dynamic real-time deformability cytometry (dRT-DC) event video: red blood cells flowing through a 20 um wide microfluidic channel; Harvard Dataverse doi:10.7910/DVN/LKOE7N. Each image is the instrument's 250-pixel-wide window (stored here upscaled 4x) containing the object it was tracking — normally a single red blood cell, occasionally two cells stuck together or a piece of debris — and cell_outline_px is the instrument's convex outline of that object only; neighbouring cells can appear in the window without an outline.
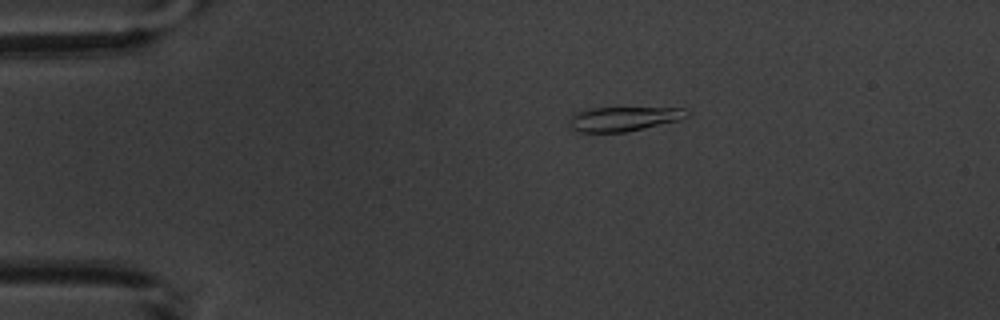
{"species": "common noctule bat (a hibernating species)", "species_latin": "Nyctalus noctula", "temperature_condition": "warm", "stored_images_in_passage": 7, "camera_frame_rate_fps": 3000, "um_per_image_px": 0.085, "animal": {"sex": "male", "body_mass_g": 20.1, "forearm_length_mm": 53.5}, "frame": {"image": 1, "passage_image": 3, "time_ms": 2.333, "image_size_px": [1000, 320], "cell_outline_px": [[692, 112], [688, 116], [680, 120], [644, 128], [624, 132], [576, 132], [568, 124], [572, 112], [588, 108], [684, 108]], "centroid_in_image_um": [52.98, 10.09], "position_along_channel_um": 32.0, "area_um2": 16.94}}
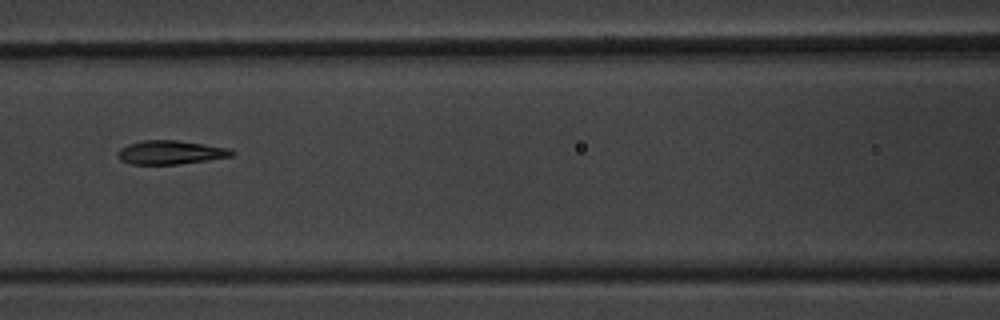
{"frame": {"image": 2, "passage_image": 7, "time_ms": 7.0, "image_size_px": [1000, 320], "cell_outline_px": [[236, 152], [232, 156], [208, 160], [180, 164], [132, 164], [120, 160], [116, 156], [116, 152], [120, 148], [128, 144], [144, 140], [176, 140], [228, 148]], "centroid_in_image_um": [14.45, 12.96], "position_along_channel_um": 152.1, "area_um2": 15.78}}